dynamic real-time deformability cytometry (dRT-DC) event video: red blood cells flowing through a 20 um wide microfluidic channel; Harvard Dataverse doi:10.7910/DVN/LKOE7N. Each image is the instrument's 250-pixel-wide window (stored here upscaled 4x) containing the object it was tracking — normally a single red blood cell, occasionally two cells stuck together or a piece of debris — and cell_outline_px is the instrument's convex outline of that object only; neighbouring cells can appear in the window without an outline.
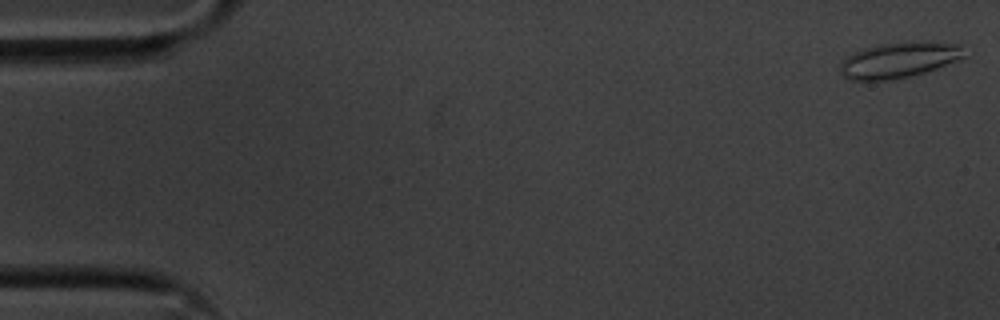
{"species": "common noctule bat (a hibernating species)", "species_latin": "Nyctalus noctula", "temperature_condition": "cold", "stored_images_in_passage": 15, "camera_frame_rate_fps": 3000, "um_per_image_px": 0.085, "animal": {"sex": "male", "body_mass_g": 20.1, "forearm_length_mm": 53.5}, "frame": {"image": 1, "passage_image": 1, "time_ms": 0.0, "image_size_px": [1000, 320], "cell_outline_px": [[968, 56], [936, 68], [924, 72], [896, 80], [852, 80], [844, 76], [840, 72], [840, 64], [848, 56], [864, 48], [880, 44], [928, 40], [932, 40], [960, 44]], "centroid_in_image_um": [76.48, 5.08], "position_along_channel_um": 8.5, "area_um2": 25.95}}